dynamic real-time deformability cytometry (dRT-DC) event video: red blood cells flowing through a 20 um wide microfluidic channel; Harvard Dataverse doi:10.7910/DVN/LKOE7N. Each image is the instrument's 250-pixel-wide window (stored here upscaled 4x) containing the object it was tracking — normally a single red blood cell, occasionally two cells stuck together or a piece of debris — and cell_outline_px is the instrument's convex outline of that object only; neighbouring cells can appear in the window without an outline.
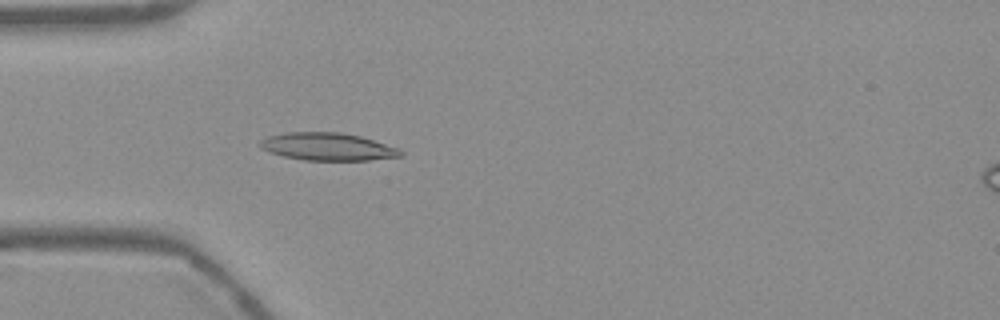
{"species": "Egyptian fruit bat (a non-hibernating species)", "species_latin": "Rousettus aegyptiacus", "temperature_condition": "warm", "stored_images_in_passage": 54, "camera_frame_rate_fps": 3000, "um_per_image_px": 0.085, "frame": {"image": 1, "passage_image": 16, "time_ms": 5.0, "image_size_px": [1000, 320], "cell_outline_px": [[404, 156], [368, 160], [304, 160], [284, 156], [260, 148], [260, 140], [268, 136], [284, 132], [340, 132], [360, 136], [400, 148], [404, 152]], "centroid_in_image_um": [27.89, 12.46], "position_along_channel_um": 57.1, "area_um2": 22.66}}
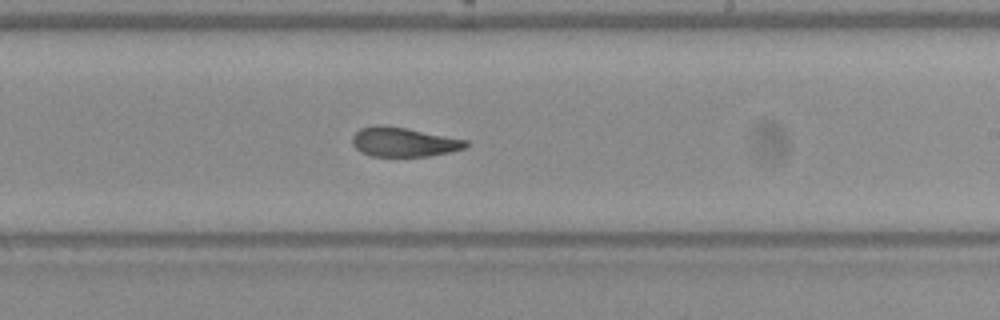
{"frame": {"image": 2, "passage_image": 32, "time_ms": 10.333, "image_size_px": [1000, 320], "cell_outline_px": [[468, 144], [464, 148], [448, 152], [428, 156], [372, 156], [360, 152], [352, 144], [352, 136], [360, 128], [372, 124], [384, 124], [408, 128], [468, 140]], "centroid_in_image_um": [34.26, 12.05], "position_along_channel_um": 254.7, "area_um2": 19.59}}
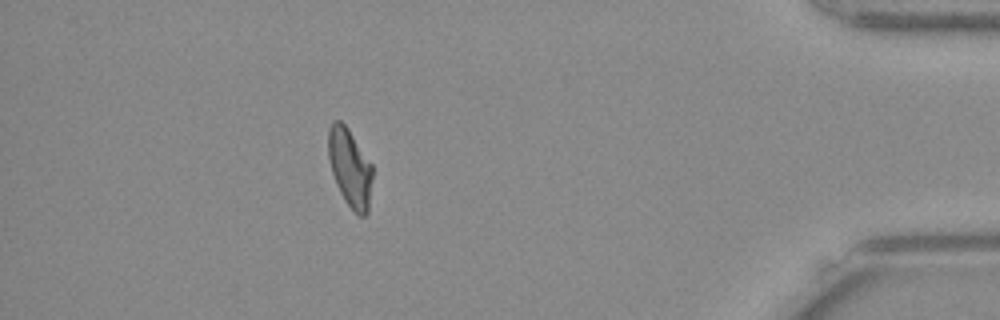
{"frame": {"image": 3, "passage_image": 48, "time_ms": 15.667, "image_size_px": [1000, 320], "cell_outline_px": [[372, 176], [368, 212], [364, 216], [360, 216], [344, 200], [336, 184], [332, 172], [328, 156], [328, 128], [332, 120], [340, 120], [348, 128], [372, 164]], "centroid_in_image_um": [29.73, 14.22], "position_along_channel_um": 405.5, "area_um2": 20.06}, "authors_computed_cell_mechanics": {"area_um2": 20.8369, "velocity_mm_per_s": 3.7702, "shape_relaxation_time_tau1_ms": null, "shape_relaxation_time_tau2_ms": 3.0761, "deformation_change_tau1": null, "deformation_change_tau2": 0.104}}